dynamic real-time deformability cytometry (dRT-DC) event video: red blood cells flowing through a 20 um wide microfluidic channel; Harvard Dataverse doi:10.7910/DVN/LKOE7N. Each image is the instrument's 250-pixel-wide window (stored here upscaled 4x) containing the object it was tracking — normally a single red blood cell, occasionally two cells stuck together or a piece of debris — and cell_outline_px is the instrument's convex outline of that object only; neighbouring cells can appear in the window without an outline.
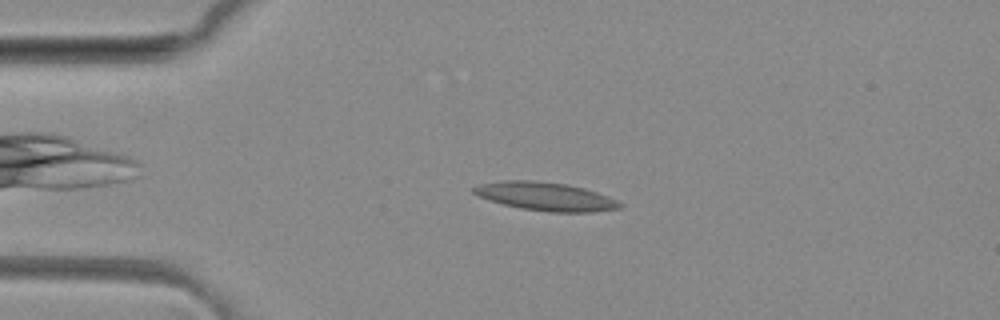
{"species": "common noctule bat (a hibernating species)", "species_latin": "Nyctalus noctula", "temperature_condition": "room temperature", "stored_images_in_passage": 36, "camera_frame_rate_fps": 3000, "um_per_image_px": 0.085, "animal": {"sex": "female", "body_mass_g": 29.2, "forearm_length_mm": 56.3}, "frame": {"image": 1, "passage_image": 10, "time_ms": 3.0, "image_size_px": [1000, 320], "cell_outline_px": [[624, 204], [620, 208], [592, 212], [548, 212], [520, 208], [504, 204], [480, 196], [472, 192], [472, 188], [480, 184], [504, 180], [532, 180], [564, 184], [584, 188], [608, 196]], "centroid_in_image_um": [46.4, 16.7], "position_along_channel_um": 38.6, "area_um2": 23.93}}
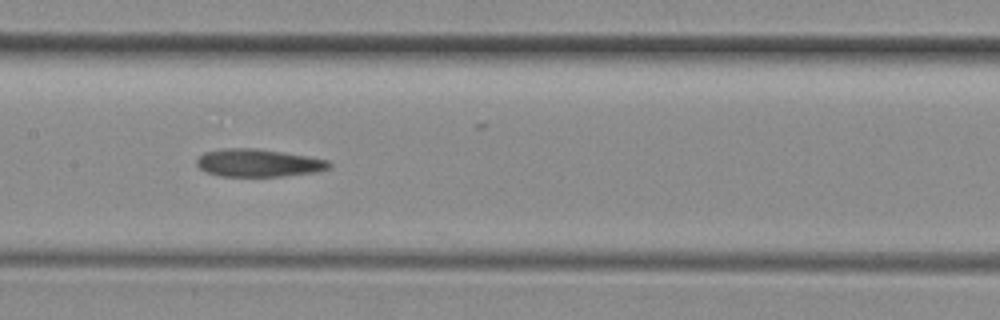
{"frame": {"image": 2, "passage_image": 23, "time_ms": 7.333, "image_size_px": [1000, 320], "cell_outline_px": [[332, 164], [328, 168], [316, 172], [284, 176], [220, 176], [208, 172], [200, 168], [196, 164], [196, 160], [204, 152], [220, 148], [256, 148], [308, 156], [328, 160]], "centroid_in_image_um": [21.95, 13.84], "position_along_channel_um": 185.4, "area_um2": 21.39}}
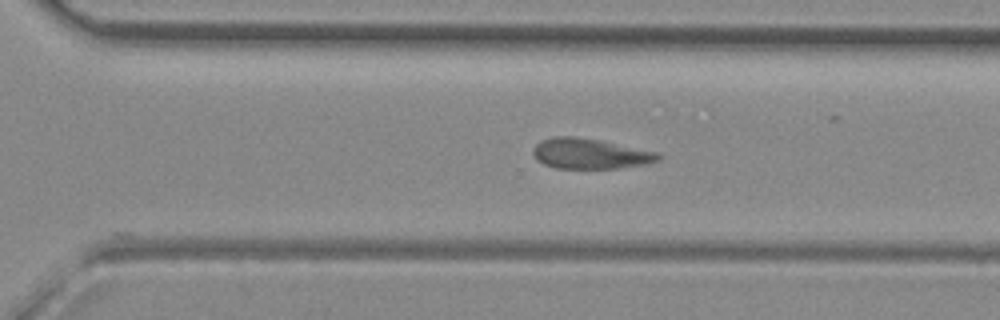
{"frame": {"image": 3, "passage_image": 33, "time_ms": 10.667, "image_size_px": [1000, 320], "cell_outline_px": [[660, 160], [648, 164], [620, 168], [556, 168], [544, 164], [532, 152], [532, 148], [540, 140], [552, 136], [572, 136], [600, 140], [660, 152]], "centroid_in_image_um": [50.19, 13.05], "position_along_channel_um": 320.4, "area_um2": 22.25}}